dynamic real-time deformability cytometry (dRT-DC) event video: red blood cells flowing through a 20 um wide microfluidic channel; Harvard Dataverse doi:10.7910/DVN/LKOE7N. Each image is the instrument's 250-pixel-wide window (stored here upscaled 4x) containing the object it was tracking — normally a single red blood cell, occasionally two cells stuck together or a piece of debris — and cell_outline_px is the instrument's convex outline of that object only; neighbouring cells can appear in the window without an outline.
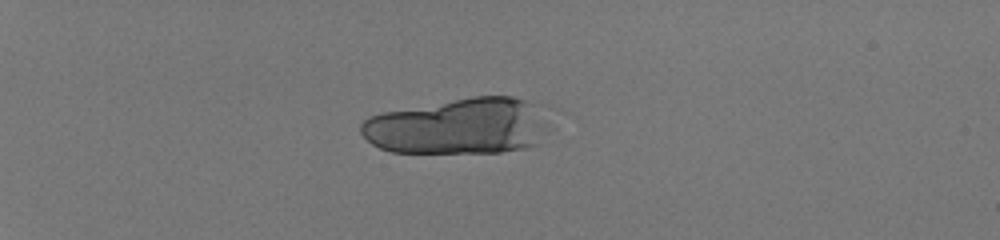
{"species": "human", "species_latin": "Homo sapiens", "temperature_condition": "room temperature", "stored_images_in_passage": 49, "camera_frame_rate_fps": 3000, "um_per_image_px": 0.085, "donor": {"sex": "male"}, "frame": {"image": 1, "passage_image": 19, "time_ms": 6.0, "image_size_px": [1000, 240], "cell_outline_px": [[540, 144], [524, 148], [500, 152], [392, 152], [380, 148], [372, 144], [360, 132], [360, 124], [368, 116], [384, 112], [472, 96], [512, 96], [536, 104]], "centroid_in_image_um": [38.81, 10.74], "position_along_channel_um": 46.2, "area_um2": 60.0}}